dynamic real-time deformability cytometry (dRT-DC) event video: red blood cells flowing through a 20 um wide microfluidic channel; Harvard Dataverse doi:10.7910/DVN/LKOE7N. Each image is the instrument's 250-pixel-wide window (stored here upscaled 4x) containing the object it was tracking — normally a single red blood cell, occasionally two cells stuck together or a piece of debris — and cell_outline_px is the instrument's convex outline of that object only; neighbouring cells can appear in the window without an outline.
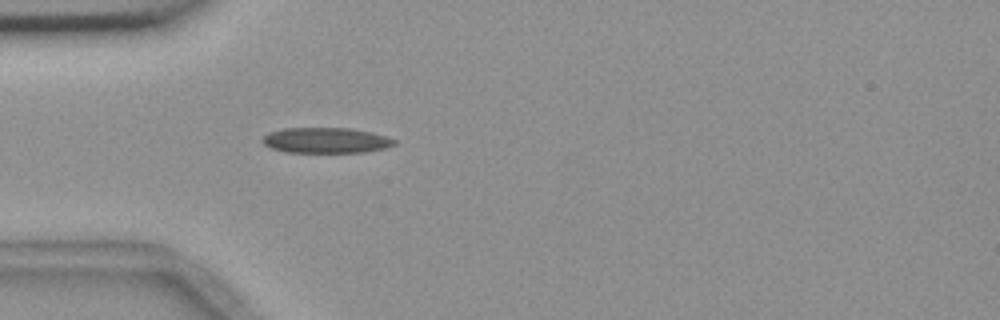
{"species": "common noctule bat (a hibernating species)", "species_latin": "Nyctalus noctula", "temperature_condition": "room temperature", "stored_images_in_passage": 3, "camera_frame_rate_fps": 3000, "um_per_image_px": 0.085, "animal": {"sex": "female", "body_mass_g": 18.4}, "frame": {"image": 1, "passage_image": 3, "time_ms": 2.333, "image_size_px": [1000, 320], "cell_outline_px": [[396, 144], [384, 148], [364, 152], [284, 152], [272, 148], [264, 144], [260, 140], [268, 132], [284, 128], [348, 128], [372, 132], [396, 140]], "centroid_in_image_um": [27.67, 11.92], "position_along_channel_um": 57.3, "area_um2": 19.54}}